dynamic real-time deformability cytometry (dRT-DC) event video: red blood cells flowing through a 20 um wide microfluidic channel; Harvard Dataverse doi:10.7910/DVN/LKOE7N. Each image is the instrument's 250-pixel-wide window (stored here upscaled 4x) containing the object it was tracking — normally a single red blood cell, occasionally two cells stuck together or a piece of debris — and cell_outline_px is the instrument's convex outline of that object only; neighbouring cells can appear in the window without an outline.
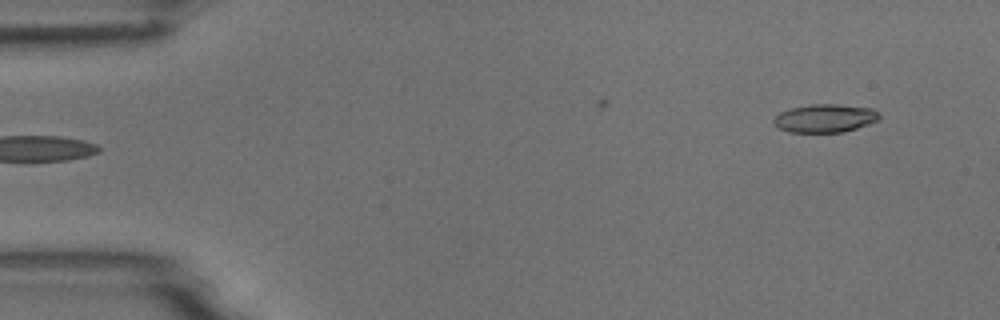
{"species": "common noctule bat (a hibernating species)", "species_latin": "Nyctalus noctula", "temperature_condition": "room temperature", "stored_images_in_passage": 5, "segment_of_instrument_passage": [2, 2], "camera_frame_rate_fps": 3000, "um_per_image_px": 0.085, "animal": {"sex": "male", "body_mass_g": 18.8}, "frame": {"image": 1, "passage_image": 5, "time_ms": 4.667, "image_size_px": [1000, 320], "cell_outline_px": [[880, 116], [876, 120], [868, 124], [856, 128], [840, 132], [788, 132], [780, 128], [772, 120], [780, 112], [792, 108], [812, 104], [836, 104], [872, 108], [880, 112]], "centroid_in_image_um": [70.13, 10.04], "position_along_channel_um": 14.9, "area_um2": 17.17}}